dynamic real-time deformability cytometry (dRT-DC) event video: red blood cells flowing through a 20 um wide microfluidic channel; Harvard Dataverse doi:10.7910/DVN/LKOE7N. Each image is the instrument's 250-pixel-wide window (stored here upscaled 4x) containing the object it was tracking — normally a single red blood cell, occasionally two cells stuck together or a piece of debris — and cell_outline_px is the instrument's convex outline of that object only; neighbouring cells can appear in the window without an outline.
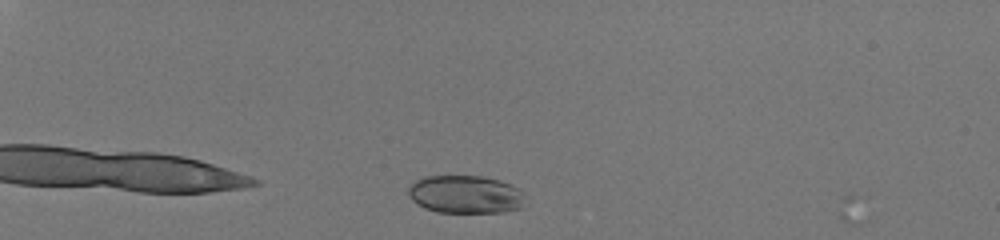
{"species": "human", "species_latin": "Homo sapiens", "temperature_condition": "room temperature", "stored_images_in_passage": 5, "camera_frame_rate_fps": 3000, "um_per_image_px": 0.085, "donor": {"sex": "male"}, "frame": {"image": 1, "passage_image": 4, "time_ms": 1.0, "image_size_px": [1000, 240], "cell_outline_px": [[524, 192], [520, 208], [504, 212], [436, 212], [424, 208], [412, 200], [408, 192], [408, 188], [416, 180], [424, 176], [484, 176], [500, 180], [512, 184], [520, 188]], "centroid_in_image_um": [39.57, 16.51], "position_along_channel_um": 45.4, "area_um2": 25.95}}